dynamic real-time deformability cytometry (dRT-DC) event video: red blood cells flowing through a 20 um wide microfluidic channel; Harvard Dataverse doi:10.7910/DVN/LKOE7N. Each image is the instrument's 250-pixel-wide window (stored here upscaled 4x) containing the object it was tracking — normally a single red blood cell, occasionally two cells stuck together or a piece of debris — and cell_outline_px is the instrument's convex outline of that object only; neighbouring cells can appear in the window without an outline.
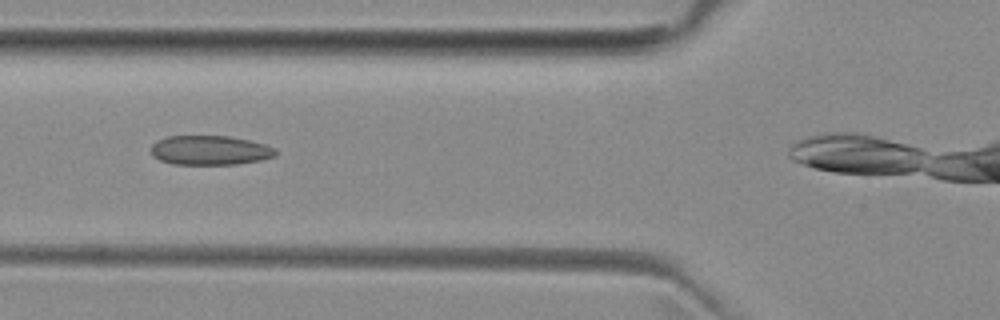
{"species": "common noctule bat (a hibernating species)", "species_latin": "Nyctalus noctula", "temperature_condition": "room temperature", "stored_images_in_passage": 3, "segment_of_instrument_passage": [1, 2], "camera_frame_rate_fps": 3000, "um_per_image_px": 0.085, "animal": {"sex": "female", "body_mass_g": 29.2, "forearm_length_mm": 56.3}, "frame": {"image": 1, "passage_image": 2, "time_ms": 1.0, "image_size_px": [1000, 320], "cell_outline_px": [[276, 156], [260, 160], [236, 164], [172, 164], [160, 160], [152, 156], [152, 144], [156, 140], [168, 136], [228, 136], [248, 140], [264, 144], [272, 148], [276, 152]], "centroid_in_image_um": [17.81, 12.77], "position_along_channel_um": 108.0, "area_um2": 21.21}}